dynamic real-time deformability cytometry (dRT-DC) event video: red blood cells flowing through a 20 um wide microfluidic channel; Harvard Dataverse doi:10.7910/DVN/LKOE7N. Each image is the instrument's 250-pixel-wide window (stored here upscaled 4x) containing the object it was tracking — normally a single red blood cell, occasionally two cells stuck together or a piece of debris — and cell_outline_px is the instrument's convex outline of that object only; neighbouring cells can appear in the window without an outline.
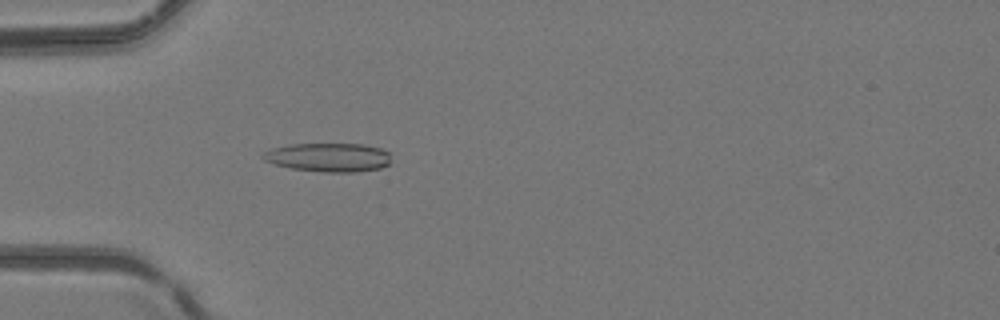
{"species": "common noctule bat (a hibernating species)", "species_latin": "Nyctalus noctula", "temperature_condition": "room temperature", "stored_images_in_passage": 41, "camera_frame_rate_fps": 3000, "um_per_image_px": 0.085, "animal": {"sex": "female", "body_mass_g": 24.6, "forearm_length_mm": 56.2}, "frame": {"image": 1, "passage_image": 7, "time_ms": 2.0, "image_size_px": [1000, 320], "cell_outline_px": [[388, 164], [380, 168], [356, 172], [324, 172], [292, 168], [276, 164], [264, 160], [260, 156], [264, 152], [272, 148], [288, 144], [364, 144], [380, 148], [388, 152]], "centroid_in_image_um": [27.89, 13.37], "position_along_channel_um": 57.1, "area_um2": 21.33}}
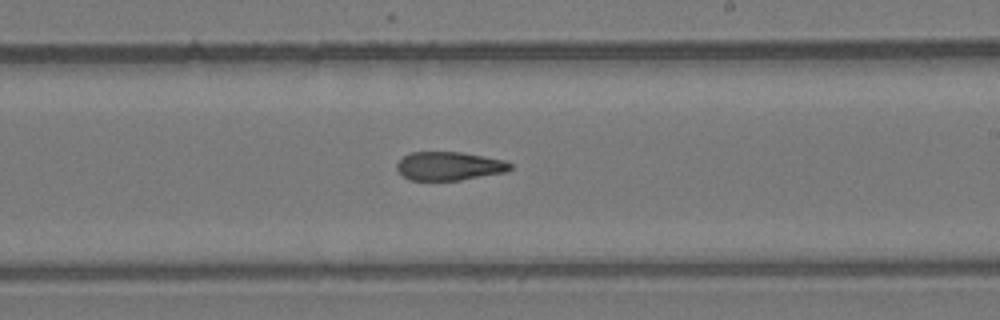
{"frame": {"image": 2, "passage_image": 21, "time_ms": 6.667, "image_size_px": [1000, 320], "cell_outline_px": [[512, 168], [504, 172], [460, 180], [408, 180], [396, 168], [396, 164], [404, 156], [412, 152], [460, 152], [504, 160], [512, 164]], "centroid_in_image_um": [38.16, 14.11], "position_along_channel_um": 250.8, "area_um2": 18.67}}
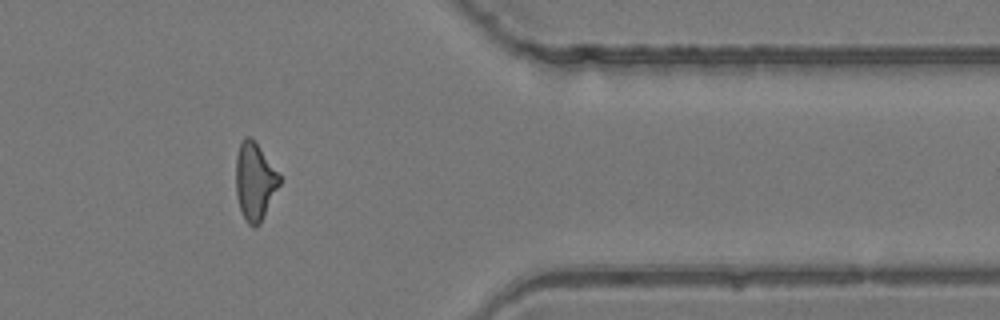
{"frame": {"image": 3, "passage_image": 32, "time_ms": 10.333, "image_size_px": [1000, 320], "cell_outline_px": [[280, 184], [260, 224], [256, 228], [252, 228], [248, 224], [240, 208], [236, 196], [236, 156], [240, 144], [244, 136], [252, 136], [280, 176]], "centroid_in_image_um": [21.64, 15.42], "position_along_channel_um": 389.8, "area_um2": 19.65}}